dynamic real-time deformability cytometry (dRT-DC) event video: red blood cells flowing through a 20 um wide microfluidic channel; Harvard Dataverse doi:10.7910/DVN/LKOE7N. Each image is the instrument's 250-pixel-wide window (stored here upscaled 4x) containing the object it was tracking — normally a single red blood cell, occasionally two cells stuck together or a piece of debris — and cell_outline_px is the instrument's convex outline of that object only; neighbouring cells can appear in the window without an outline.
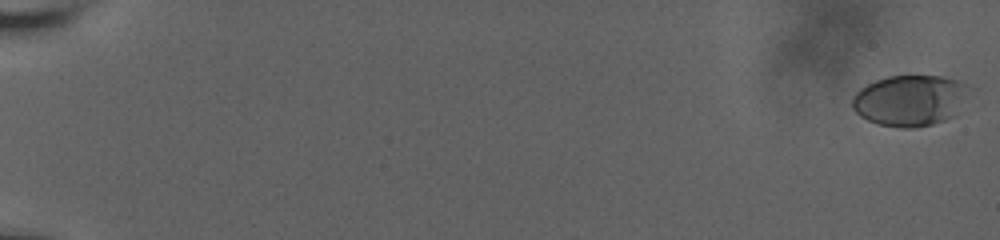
{"species": "human", "species_latin": "Homo sapiens", "temperature_condition": "room temperature", "stored_images_in_passage": 61, "camera_frame_rate_fps": 3000, "um_per_image_px": 0.085, "donor": {"sex": "male"}, "frame": {"image": 1, "passage_image": 1, "time_ms": 0.0, "image_size_px": [1000, 240], "cell_outline_px": [[976, 88], [956, 116], [932, 124], [916, 128], [900, 128], [876, 124], [860, 116], [852, 108], [852, 96], [860, 88], [876, 80], [888, 76], [944, 76], [960, 80]], "centroid_in_image_um": [77.46, 8.53], "position_along_channel_um": 7.5, "area_um2": 35.84}}
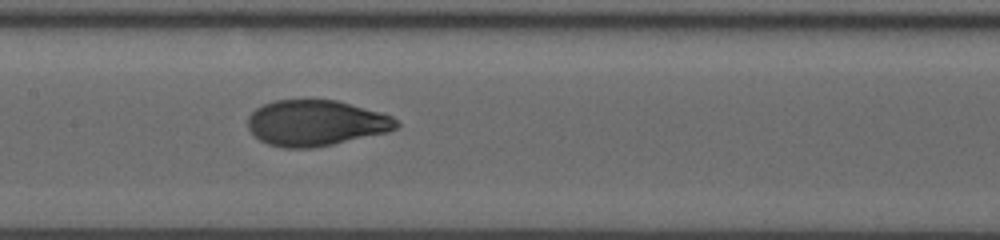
{"frame": {"image": 2, "passage_image": 34, "time_ms": 11.0, "image_size_px": [1000, 240], "cell_outline_px": [[400, 124], [396, 128], [388, 132], [332, 144], [312, 148], [284, 148], [268, 144], [260, 140], [248, 128], [248, 116], [256, 108], [272, 100], [336, 100], [380, 112], [392, 116]], "centroid_in_image_um": [26.84, 10.45], "position_along_channel_um": 180.6, "area_um2": 39.48}}
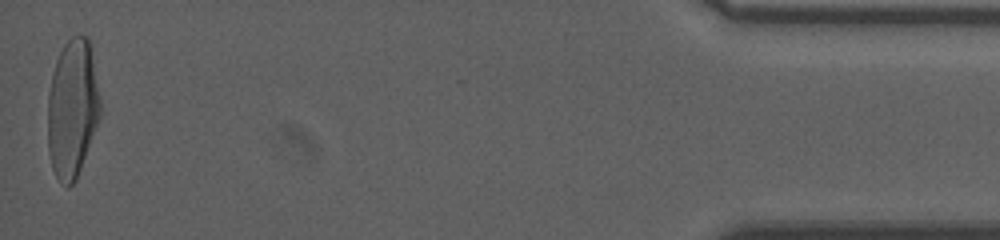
{"frame": {"image": 3, "passage_image": 61, "time_ms": 20.0, "image_size_px": [1000, 240], "cell_outline_px": [[100, 116], [76, 180], [68, 188], [60, 184], [52, 168], [48, 152], [48, 96], [52, 76], [56, 60], [64, 44], [72, 36], [80, 32], [88, 36], [100, 100]], "centroid_in_image_um": [6.14, 9.24], "position_along_channel_um": 429.1, "area_um2": 42.25}, "authors_computed_cell_mechanics": {"area_um2": 39.4774, "velocity_mm_per_s": 3.6586, "shape_relaxation_time_tau1_ms": 3.9833, "shape_relaxation_time_tau2_ms": 0.8421, "deformation_change_tau1": 0.2062, "deformation_change_tau2": 0.0518}}